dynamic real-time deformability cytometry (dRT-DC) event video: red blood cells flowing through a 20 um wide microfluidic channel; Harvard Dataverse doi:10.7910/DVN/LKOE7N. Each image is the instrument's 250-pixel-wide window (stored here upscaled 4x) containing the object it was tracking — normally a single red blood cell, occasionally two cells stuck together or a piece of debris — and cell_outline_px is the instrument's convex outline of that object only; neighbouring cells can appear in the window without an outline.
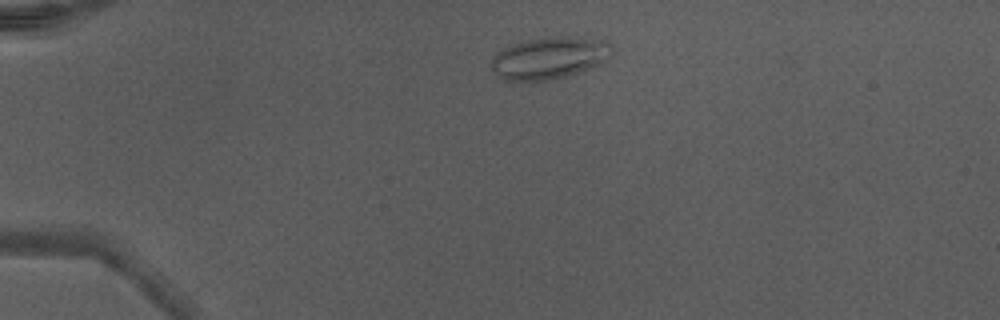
{"species": "Egyptian fruit bat (a non-hibernating species)", "species_latin": "Rousettus aegyptiacus", "temperature_condition": "warm", "stored_images_in_passage": 38, "camera_frame_rate_fps": 3000, "um_per_image_px": 0.085, "animal": {"sex": "male"}, "frame": {"image": 1, "passage_image": 1, "time_ms": 0.0, "image_size_px": [1000, 320], "cell_outline_px": [[612, 52], [600, 64], [564, 76], [548, 80], [520, 84], [504, 80], [496, 76], [492, 68], [492, 60], [496, 52], [512, 44], [524, 40], [548, 36], [576, 36], [608, 40], [612, 44]], "centroid_in_image_um": [46.65, 4.93], "position_along_channel_um": 38.3, "area_um2": 30.23}}
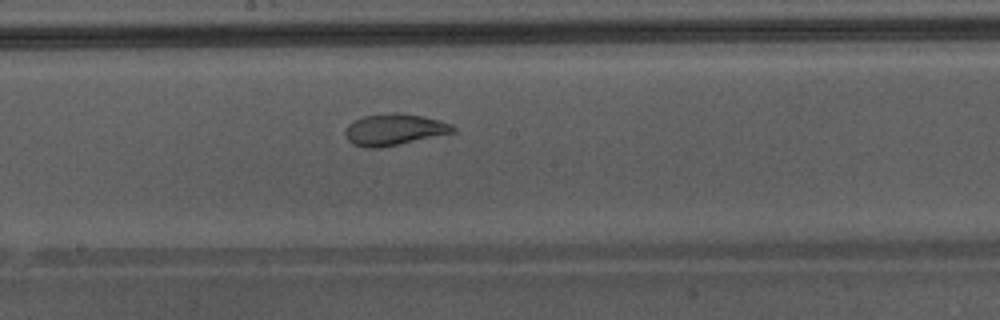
{"frame": {"image": 2, "passage_image": 17, "time_ms": 5.333, "image_size_px": [1000, 320], "cell_outline_px": [[456, 132], [400, 144], [380, 148], [364, 148], [352, 144], [344, 136], [344, 132], [348, 124], [364, 116], [392, 112], [400, 112], [424, 116], [440, 120], [452, 124], [456, 128]], "centroid_in_image_um": [33.51, 11.01], "position_along_channel_um": 214.7, "area_um2": 20.06}, "authors_computed_cell_mechanics": {"area_um2": 21.964, "velocity_mm_per_s": 4.3596, "shape_relaxation_time_tau1_ms": 7.1439, "shape_relaxation_time_tau2_ms": 0.8417, "deformation_change_tau1": 0.1912, "deformation_change_tau2": 0.072}}